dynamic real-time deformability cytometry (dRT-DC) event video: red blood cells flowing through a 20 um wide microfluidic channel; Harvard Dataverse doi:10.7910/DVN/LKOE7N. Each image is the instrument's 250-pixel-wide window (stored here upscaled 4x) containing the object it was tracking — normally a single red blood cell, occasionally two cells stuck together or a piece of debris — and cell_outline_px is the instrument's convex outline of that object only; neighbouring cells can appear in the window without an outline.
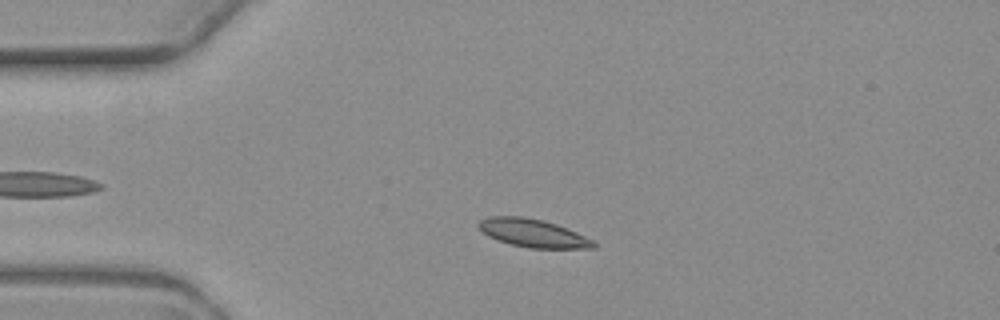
{"species": "common noctule bat (a hibernating species)", "species_latin": "Nyctalus noctula", "temperature_condition": "warm", "stored_images_in_passage": 3, "camera_frame_rate_fps": 3000, "um_per_image_px": 0.085, "animal": {"sex": "female", "body_mass_g": 19.3, "forearm_length_mm": 54.1}, "frame": {"image": 1, "passage_image": 2, "time_ms": 2.0, "image_size_px": [1000, 320], "cell_outline_px": [[596, 248], [528, 248], [512, 244], [488, 236], [476, 224], [480, 220], [488, 216], [524, 216], [544, 220], [568, 228], [592, 240], [596, 244]], "centroid_in_image_um": [45.3, 19.8], "position_along_channel_um": 39.7, "area_um2": 18.73}}